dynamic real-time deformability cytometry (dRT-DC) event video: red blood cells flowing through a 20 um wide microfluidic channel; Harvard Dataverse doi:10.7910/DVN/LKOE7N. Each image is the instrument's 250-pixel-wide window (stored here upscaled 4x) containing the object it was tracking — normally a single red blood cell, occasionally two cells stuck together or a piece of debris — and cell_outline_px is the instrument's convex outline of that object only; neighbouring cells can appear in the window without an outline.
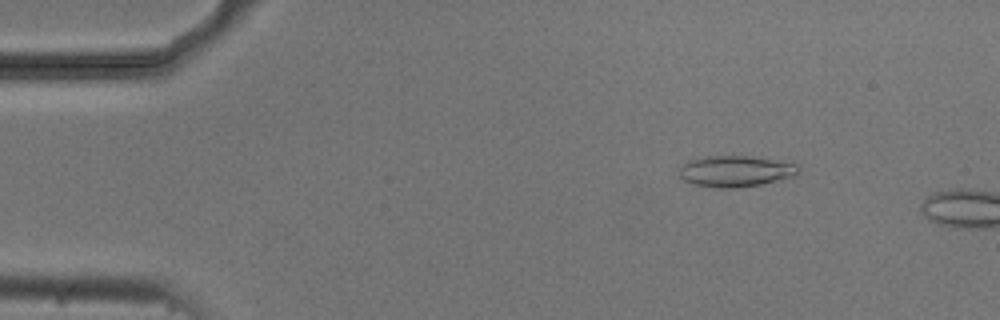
{"species": "common noctule bat (a hibernating species)", "species_latin": "Nyctalus noctula", "temperature_condition": "cold", "stored_images_in_passage": 12, "camera_frame_rate_fps": 3000, "um_per_image_px": 0.085, "animal": {"sex": "male", "body_mass_g": 20.5, "forearm_length_mm": 52.5}, "frame": {"image": 1, "passage_image": 3, "time_ms": 0.667, "image_size_px": [1000, 320], "cell_outline_px": [[800, 168], [796, 176], [760, 184], [732, 188], [716, 188], [692, 184], [684, 180], [680, 176], [680, 168], [688, 160], [704, 156], [748, 156], [796, 164]], "centroid_in_image_um": [62.49, 14.56], "position_along_channel_um": 22.5, "area_um2": 21.44}}